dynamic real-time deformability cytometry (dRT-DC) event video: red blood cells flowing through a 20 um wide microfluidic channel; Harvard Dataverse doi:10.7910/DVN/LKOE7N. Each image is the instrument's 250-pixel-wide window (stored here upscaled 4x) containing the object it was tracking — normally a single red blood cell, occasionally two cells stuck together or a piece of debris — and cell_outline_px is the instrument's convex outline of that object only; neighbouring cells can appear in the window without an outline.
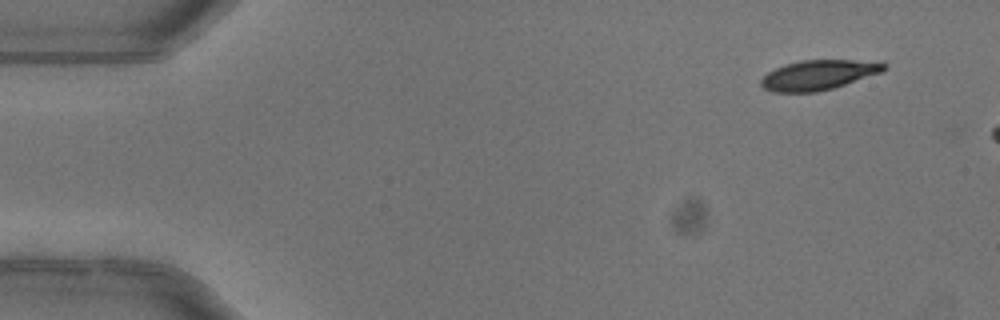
{"species": "common noctule bat (a hibernating species)", "species_latin": "Nyctalus noctula", "temperature_condition": "warm", "stored_images_in_passage": 3, "camera_frame_rate_fps": 3000, "um_per_image_px": 0.085, "animal": {"sex": "female"}, "frame": {"image": 1, "passage_image": 1, "time_ms": 0.0, "image_size_px": [1000, 320], "cell_outline_px": [[888, 68], [880, 72], [832, 88], [816, 92], [772, 92], [764, 88], [760, 84], [760, 80], [768, 72], [784, 64], [800, 60], [880, 60], [888, 64]], "centroid_in_image_um": [69.59, 6.35], "position_along_channel_um": 15.4, "area_um2": 21.44}}